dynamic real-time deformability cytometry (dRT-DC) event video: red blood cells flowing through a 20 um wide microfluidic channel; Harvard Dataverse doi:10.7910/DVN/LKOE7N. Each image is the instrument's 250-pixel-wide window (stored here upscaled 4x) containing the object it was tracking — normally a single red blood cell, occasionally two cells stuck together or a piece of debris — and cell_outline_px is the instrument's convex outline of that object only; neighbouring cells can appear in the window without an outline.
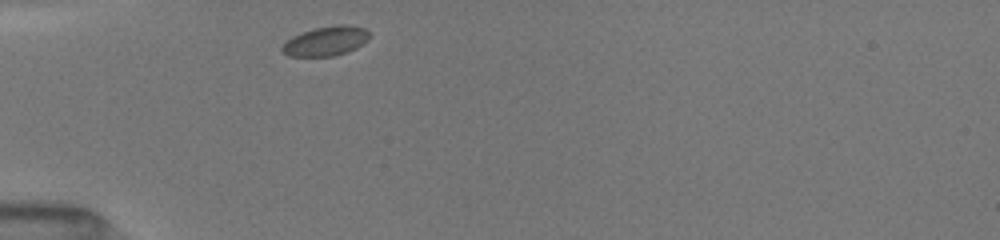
{"species": "common noctule bat (a hibernating species)", "species_latin": "Nyctalus noctula", "temperature_condition": "room temperature", "stored_images_in_passage": 36, "camera_frame_rate_fps": 3000, "um_per_image_px": 0.085, "animal": {"sex": "female", "body_mass_g": 19.5, "forearm_length_mm": 54.1}, "frame": {"image": 1, "passage_image": 1, "time_ms": 0.0, "image_size_px": [1000, 240], "cell_outline_px": [[372, 36], [368, 40], [356, 48], [348, 52], [332, 56], [288, 56], [280, 52], [280, 48], [292, 36], [316, 28], [336, 24], [348, 24], [364, 28]], "centroid_in_image_um": [27.72, 3.49], "position_along_channel_um": 57.3, "area_um2": 15.09}}
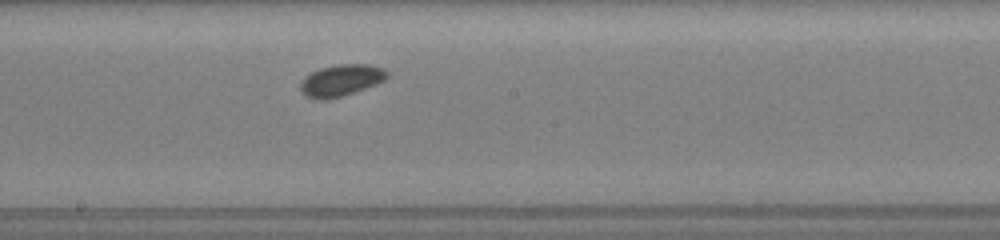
{"frame": {"image": 2, "passage_image": 14, "time_ms": 4.333, "image_size_px": [1000, 240], "cell_outline_px": [[388, 76], [384, 80], [376, 84], [328, 100], [316, 100], [304, 96], [300, 88], [300, 80], [304, 76], [320, 68], [340, 64], [368, 64], [384, 68], [388, 72]], "centroid_in_image_um": [28.95, 6.83], "position_along_channel_um": 219.3, "area_um2": 16.01}}
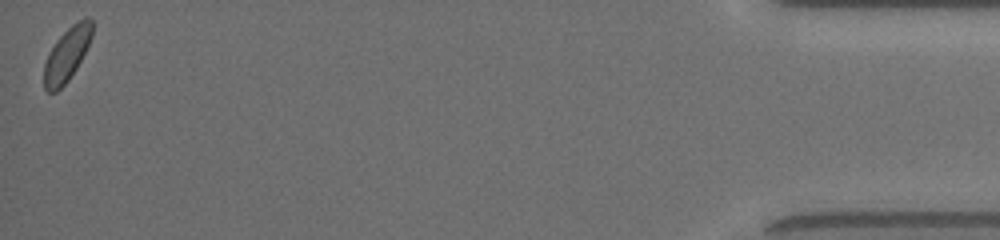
{"frame": {"image": 3, "passage_image": 36, "time_ms": 11.667, "image_size_px": [1000, 240], "cell_outline_px": [[92, 36], [76, 68], [68, 80], [56, 92], [48, 92], [44, 88], [44, 64], [48, 52], [56, 40], [72, 24], [88, 16], [92, 20]], "centroid_in_image_um": [5.66, 4.62], "position_along_channel_um": 429.5, "area_um2": 14.8}}